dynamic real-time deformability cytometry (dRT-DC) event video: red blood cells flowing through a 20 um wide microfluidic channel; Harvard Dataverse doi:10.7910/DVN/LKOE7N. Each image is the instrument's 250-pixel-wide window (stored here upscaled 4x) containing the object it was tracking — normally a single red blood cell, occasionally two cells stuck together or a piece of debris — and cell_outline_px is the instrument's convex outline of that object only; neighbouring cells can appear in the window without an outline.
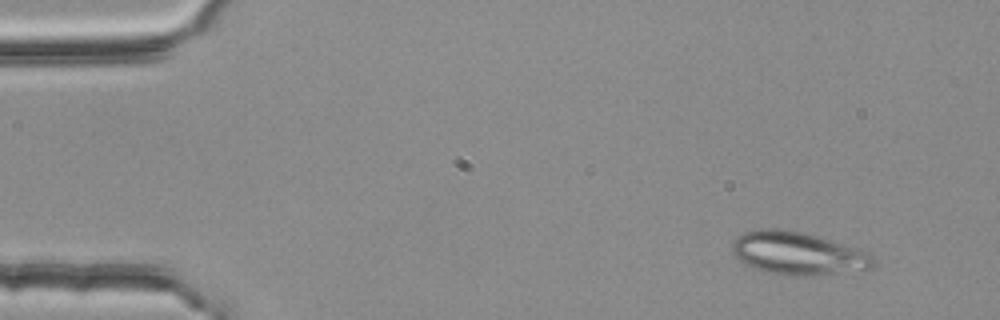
{"species": "common noctule bat (a hibernating species)", "species_latin": "Nyctalus noctula", "temperature_condition": "room temperature", "stored_images_in_passage": 4, "camera_frame_rate_fps": 3000, "um_per_image_px": 0.085, "animal": {"sex": "female", "body_mass_g": 25.1}, "frame": {"image": 1, "passage_image": 1, "time_ms": 0.0, "image_size_px": [1000, 320], "cell_outline_px": [[876, 264], [872, 268], [812, 276], [772, 272], [756, 268], [744, 264], [732, 252], [732, 240], [736, 236], [744, 232], [760, 228], [780, 228], [804, 232], [872, 252], [876, 260]], "centroid_in_image_um": [67.86, 21.5], "position_along_channel_um": 17.1, "area_um2": 35.32}}